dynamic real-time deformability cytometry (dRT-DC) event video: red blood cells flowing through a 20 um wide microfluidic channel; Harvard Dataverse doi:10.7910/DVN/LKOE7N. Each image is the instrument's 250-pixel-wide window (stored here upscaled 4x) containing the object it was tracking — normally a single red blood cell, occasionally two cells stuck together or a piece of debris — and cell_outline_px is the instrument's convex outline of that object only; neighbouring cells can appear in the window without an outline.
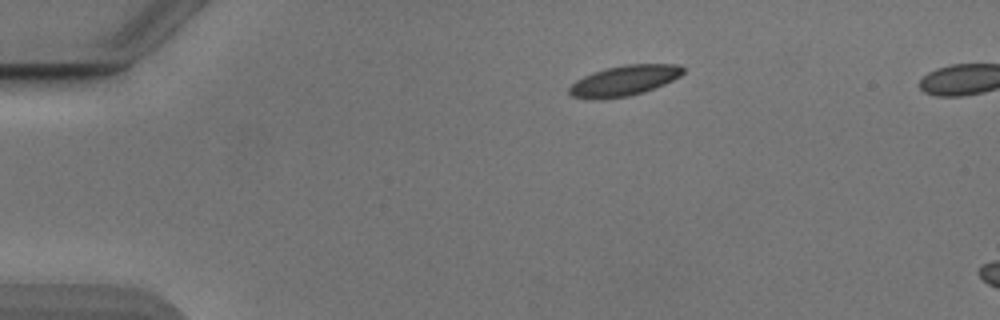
{"species": "Egyptian fruit bat (a non-hibernating species)", "species_latin": "Rousettus aegyptiacus", "temperature_condition": "cold", "stored_images_in_passage": 6, "camera_frame_rate_fps": 3000, "um_per_image_px": 0.085, "animal": {"sex": "male"}, "frame": {"image": 1, "passage_image": 1, "time_ms": 0.0, "image_size_px": [1000, 320], "cell_outline_px": [[684, 72], [680, 76], [664, 84], [644, 92], [628, 96], [600, 100], [592, 100], [572, 96], [568, 92], [568, 88], [576, 80], [592, 72], [624, 64], [680, 64], [684, 68]], "centroid_in_image_um": [53.04, 6.86], "position_along_channel_um": 32.0, "area_um2": 20.29}}